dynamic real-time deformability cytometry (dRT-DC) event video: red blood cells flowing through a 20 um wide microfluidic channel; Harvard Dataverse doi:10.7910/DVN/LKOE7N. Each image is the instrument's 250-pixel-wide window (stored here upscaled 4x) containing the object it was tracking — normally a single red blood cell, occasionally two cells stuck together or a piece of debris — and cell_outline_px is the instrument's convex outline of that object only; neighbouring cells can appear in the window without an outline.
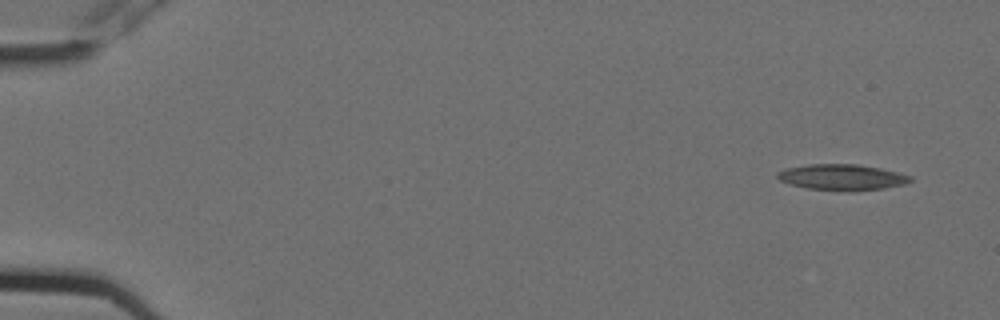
{"species": "Egyptian fruit bat (a non-hibernating species)", "species_latin": "Rousettus aegyptiacus", "temperature_condition": "cold", "stored_images_in_passage": 5, "camera_frame_rate_fps": 3000, "um_per_image_px": 0.085, "animal": {"sex": "female"}, "frame": {"image": 1, "passage_image": 1, "time_ms": 0.0, "image_size_px": [1000, 320], "cell_outline_px": [[912, 180], [904, 184], [884, 188], [852, 192], [848, 192], [808, 188], [788, 184], [780, 180], [776, 176], [776, 172], [788, 168], [808, 164], [856, 164], [880, 168], [912, 176]], "centroid_in_image_um": [71.56, 15.07], "position_along_channel_um": 13.4, "area_um2": 20.17}}